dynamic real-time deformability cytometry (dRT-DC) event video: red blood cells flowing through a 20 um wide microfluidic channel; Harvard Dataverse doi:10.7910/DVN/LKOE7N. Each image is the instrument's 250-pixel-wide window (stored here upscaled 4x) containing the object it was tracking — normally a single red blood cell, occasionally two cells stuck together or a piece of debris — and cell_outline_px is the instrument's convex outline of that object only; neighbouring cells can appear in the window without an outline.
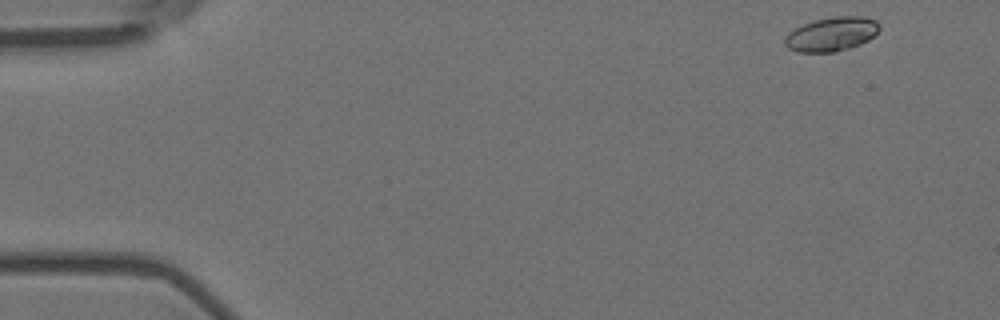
{"species": "Egyptian fruit bat (a non-hibernating species)", "species_latin": "Rousettus aegyptiacus", "temperature_condition": "room temperature", "stored_images_in_passage": 55, "camera_frame_rate_fps": 3000, "um_per_image_px": 0.085, "animal": {"sex": "female"}, "frame": {"image": 1, "passage_image": 1, "time_ms": 0.0, "image_size_px": [1000, 320], "cell_outline_px": [[880, 28], [868, 40], [860, 44], [836, 52], [800, 52], [788, 48], [784, 44], [784, 40], [788, 32], [812, 20], [832, 16], [864, 16], [876, 20], [880, 24]], "centroid_in_image_um": [70.68, 2.89], "position_along_channel_um": 14.3, "area_um2": 18.84}}
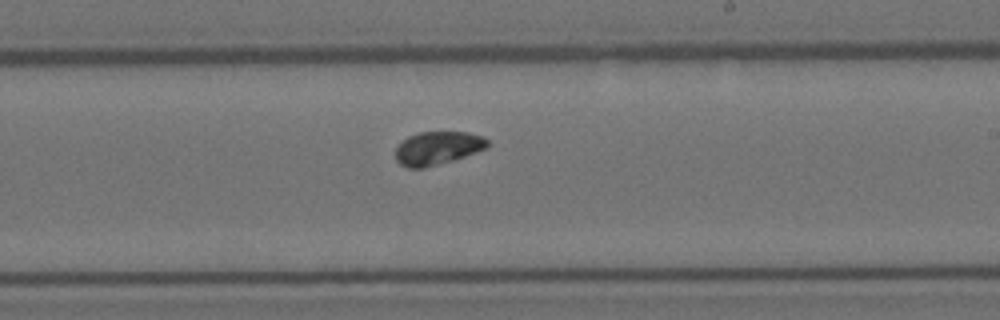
{"frame": {"image": 2, "passage_image": 31, "time_ms": 10.0, "image_size_px": [1000, 320], "cell_outline_px": [[488, 148], [452, 160], [424, 168], [408, 168], [400, 164], [396, 160], [396, 148], [408, 136], [420, 132], [468, 132], [484, 136], [488, 140]], "centroid_in_image_um": [37.21, 12.58], "position_along_channel_um": 251.8, "area_um2": 17.74}}
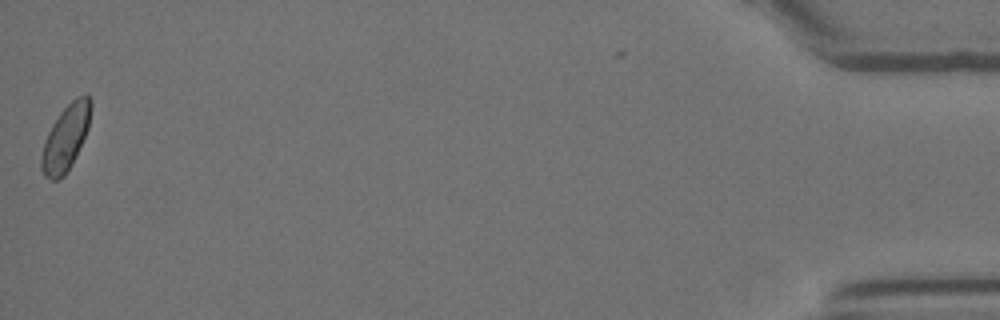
{"frame": {"image": 3, "passage_image": 54, "time_ms": 17.667, "image_size_px": [1000, 320], "cell_outline_px": [[92, 104], [88, 128], [72, 164], [64, 176], [56, 180], [52, 180], [44, 176], [40, 168], [40, 156], [44, 140], [52, 124], [60, 112], [76, 96], [84, 92], [88, 92], [92, 100]], "centroid_in_image_um": [5.58, 11.67], "position_along_channel_um": 429.6, "area_um2": 19.19}, "authors_computed_cell_mechanics": {"area_um2": 18.496, "velocity_mm_per_s": 3.5424, "shape_relaxation_time_tau1_ms": 2.7069, "shape_relaxation_time_tau2_ms": 4.4154, "deformation_change_tau1": 0.0721, "deformation_change_tau2": 0.0673}}